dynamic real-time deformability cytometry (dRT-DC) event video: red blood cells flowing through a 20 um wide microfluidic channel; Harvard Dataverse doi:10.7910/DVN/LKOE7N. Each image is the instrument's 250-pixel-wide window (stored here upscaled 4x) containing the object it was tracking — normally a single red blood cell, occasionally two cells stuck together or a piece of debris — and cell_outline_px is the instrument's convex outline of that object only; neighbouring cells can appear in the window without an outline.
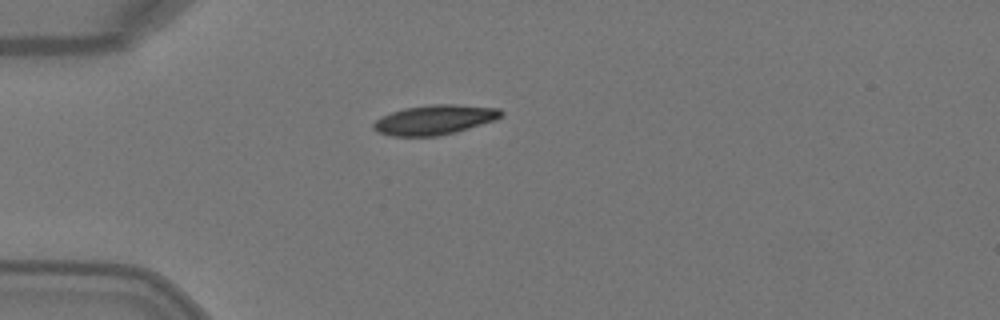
{"species": "Egyptian fruit bat (a non-hibernating species)", "species_latin": "Rousettus aegyptiacus", "temperature_condition": "warm", "stored_images_in_passage": 2, "camera_frame_rate_fps": 3000, "um_per_image_px": 0.085, "animal": {"sex": "female"}, "frame": {"image": 1, "passage_image": 1, "time_ms": 0.0, "image_size_px": [1000, 320], "cell_outline_px": [[504, 116], [496, 120], [456, 132], [436, 136], [392, 136], [376, 132], [372, 128], [372, 124], [376, 120], [392, 112], [404, 108], [432, 104], [456, 104], [500, 108], [504, 112]], "centroid_in_image_um": [36.98, 10.18], "position_along_channel_um": 48.0, "area_um2": 22.25}}